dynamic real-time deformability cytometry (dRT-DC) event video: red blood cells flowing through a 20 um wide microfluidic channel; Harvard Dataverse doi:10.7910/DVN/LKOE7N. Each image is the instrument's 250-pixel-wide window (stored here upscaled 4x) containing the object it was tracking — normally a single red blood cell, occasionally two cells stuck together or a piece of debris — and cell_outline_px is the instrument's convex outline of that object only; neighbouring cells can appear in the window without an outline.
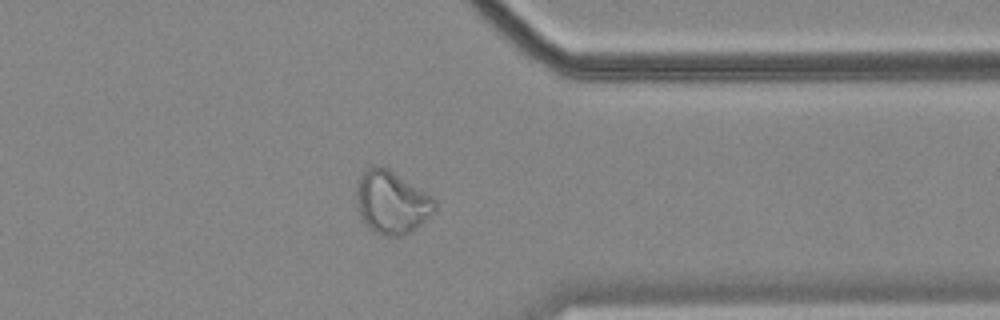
{"species": "common noctule bat (a hibernating species)", "species_latin": "Nyctalus noctula", "temperature_condition": "cold", "stored_images_in_passage": 45, "camera_frame_rate_fps": 3000, "um_per_image_px": 0.085, "animal": {"sex": "female", "body_mass_g": 18.4}, "frame": {"image": 1, "passage_image": 39, "time_ms": 12.667, "image_size_px": [1000, 320], "cell_outline_px": [[436, 212], [416, 228], [404, 236], [384, 236], [376, 232], [364, 224], [356, 200], [356, 192], [360, 176], [372, 164], [388, 168], [432, 196], [436, 200]], "centroid_in_image_um": [33.32, 17.21], "position_along_channel_um": 378.1, "area_um2": 28.73}, "authors_computed_cell_mechanics": {"area_um2": 28.322, "velocity_mm_per_s": 3.5295, "shape_relaxation_time_tau1_ms": null, "shape_relaxation_time_tau2_ms": 1.8273, "deformation_change_tau1": null, "deformation_change_tau2": 0.0906}}